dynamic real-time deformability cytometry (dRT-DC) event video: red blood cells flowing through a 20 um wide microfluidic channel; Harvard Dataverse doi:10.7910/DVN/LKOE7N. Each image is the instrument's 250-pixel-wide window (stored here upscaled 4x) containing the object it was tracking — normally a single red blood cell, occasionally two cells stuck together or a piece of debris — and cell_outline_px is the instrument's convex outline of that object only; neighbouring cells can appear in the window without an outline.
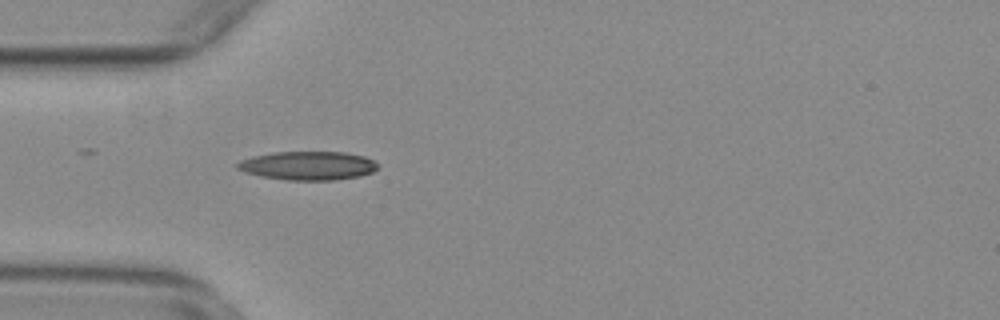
{"species": "common noctule bat (a hibernating species)", "species_latin": "Nyctalus noctula", "temperature_condition": "warm", "stored_images_in_passage": 45, "camera_frame_rate_fps": 3000, "um_per_image_px": 0.085, "animal": {"sex": "female", "body_mass_g": 29.2, "forearm_length_mm": 56.3}, "frame": {"image": 1, "passage_image": 16, "time_ms": 5.0, "image_size_px": [1000, 320], "cell_outline_px": [[376, 168], [372, 172], [360, 176], [336, 180], [288, 180], [260, 176], [244, 172], [236, 168], [236, 164], [240, 160], [252, 156], [272, 152], [344, 152], [364, 156], [372, 160], [376, 164]], "centroid_in_image_um": [26.13, 14.08], "position_along_channel_um": 58.9, "area_um2": 23.47}}
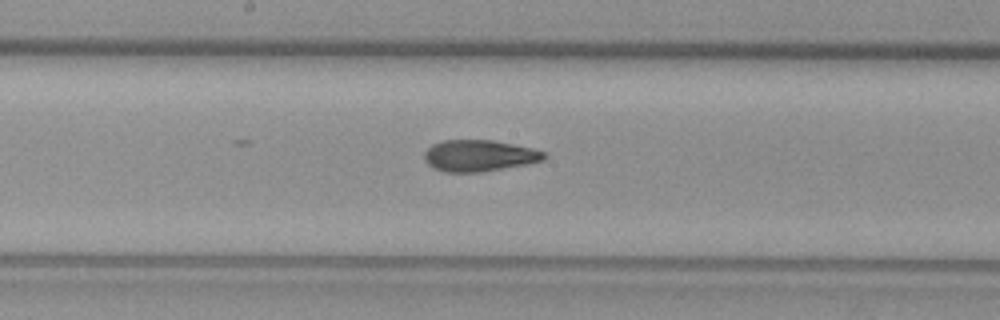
{"frame": {"image": 2, "passage_image": 28, "time_ms": 9.0, "image_size_px": [1000, 320], "cell_outline_px": [[548, 156], [544, 160], [528, 164], [480, 172], [444, 172], [432, 168], [424, 160], [424, 152], [432, 144], [440, 140], [492, 140], [532, 148], [544, 152]], "centroid_in_image_um": [40.7, 13.23], "position_along_channel_um": 207.5, "area_um2": 22.08}}
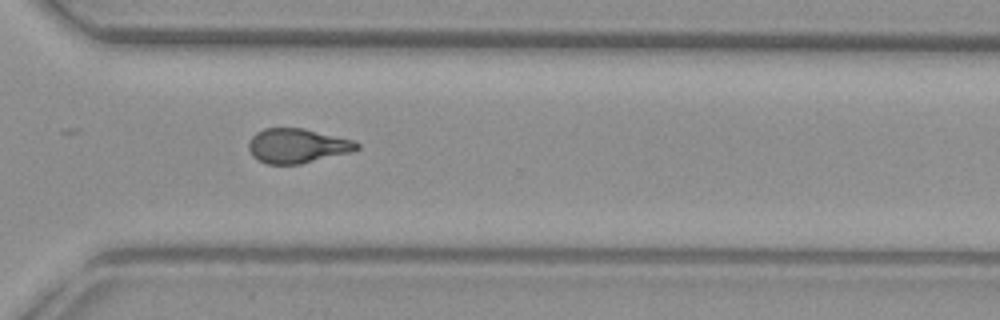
{"frame": {"image": 3, "passage_image": 39, "time_ms": 12.667, "image_size_px": [1000, 320], "cell_outline_px": [[360, 148], [352, 152], [300, 164], [268, 164], [252, 156], [248, 148], [248, 144], [252, 136], [256, 132], [264, 128], [300, 128], [352, 140], [360, 144]], "centroid_in_image_um": [25.25, 12.4], "position_along_channel_um": 345.3, "area_um2": 21.56}, "authors_computed_cell_mechanics": {"area_um2": 21.8484, "velocity_mm_per_s": 3.7671, "shape_relaxation_time_tau1_ms": 9.3153, "shape_relaxation_time_tau2_ms": 1.9412, "deformation_change_tau1": 0.263, "deformation_change_tau2": 0.0856}}